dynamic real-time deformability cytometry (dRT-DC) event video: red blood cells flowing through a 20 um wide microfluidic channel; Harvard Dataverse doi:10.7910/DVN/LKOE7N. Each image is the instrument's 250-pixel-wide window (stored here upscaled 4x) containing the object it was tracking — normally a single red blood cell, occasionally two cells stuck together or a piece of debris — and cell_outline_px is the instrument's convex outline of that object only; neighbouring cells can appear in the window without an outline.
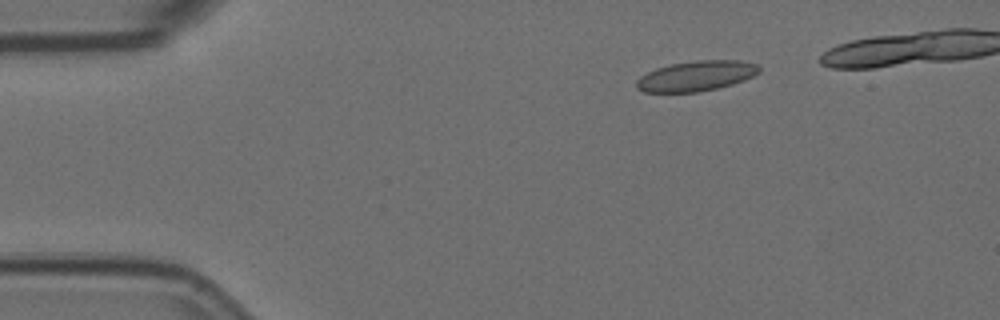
{"species": "Egyptian fruit bat (a non-hibernating species)", "species_latin": "Rousettus aegyptiacus", "temperature_condition": "room temperature", "stored_images_in_passage": 44, "camera_frame_rate_fps": 3000, "um_per_image_px": 0.085, "animal": {"sex": "female"}, "frame": {"image": 1, "passage_image": 1, "time_ms": 0.0, "image_size_px": [1000, 320], "cell_outline_px": [[760, 72], [744, 80], [732, 84], [716, 88], [696, 92], [644, 92], [636, 88], [636, 80], [640, 76], [656, 68], [672, 64], [696, 60], [740, 60], [756, 64], [760, 68]], "centroid_in_image_um": [59.17, 6.45], "position_along_channel_um": 25.8, "area_um2": 21.5}}
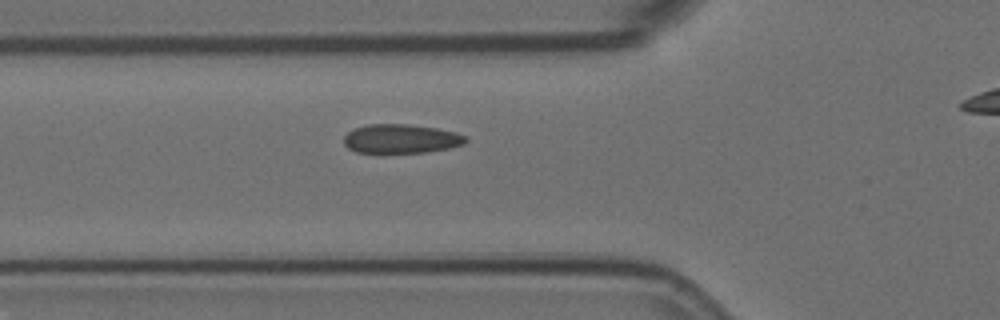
{"frame": {"image": 2, "passage_image": 12, "time_ms": 3.667, "image_size_px": [1000, 320], "cell_outline_px": [[468, 140], [464, 144], [448, 148], [424, 152], [380, 156], [356, 152], [348, 148], [344, 144], [344, 136], [348, 132], [356, 128], [368, 124], [408, 124], [436, 128], [456, 132], [464, 136]], "centroid_in_image_um": [34.02, 11.84], "position_along_channel_um": 91.8, "area_um2": 21.39}}